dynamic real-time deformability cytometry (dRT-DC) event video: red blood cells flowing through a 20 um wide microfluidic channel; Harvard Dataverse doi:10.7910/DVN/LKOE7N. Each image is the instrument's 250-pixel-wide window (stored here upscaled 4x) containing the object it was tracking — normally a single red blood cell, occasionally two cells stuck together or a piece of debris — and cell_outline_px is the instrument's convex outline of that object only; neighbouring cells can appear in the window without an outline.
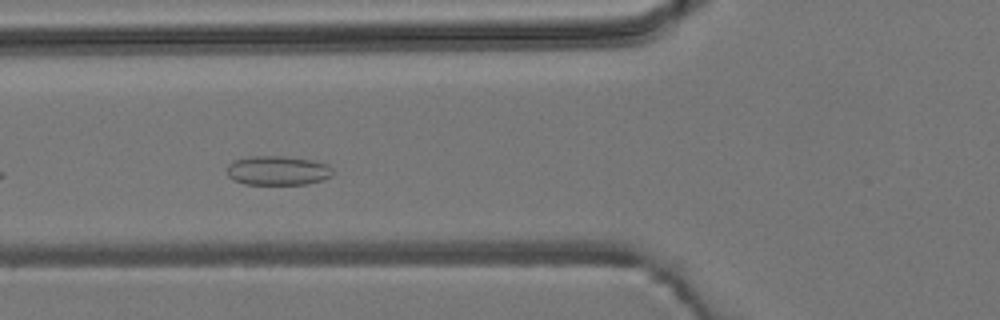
{"species": "common noctule bat (a hibernating species)", "species_latin": "Nyctalus noctula", "temperature_condition": "room temperature", "stored_images_in_passage": 9, "camera_frame_rate_fps": 3000, "um_per_image_px": 0.085, "animal": {"sex": "male", "body_mass_g": 19.2, "forearm_length_mm": 51.8}, "frame": {"image": 1, "passage_image": 4, "time_ms": 3.667, "image_size_px": [1000, 320], "cell_outline_px": [[332, 176], [308, 184], [244, 184], [232, 180], [228, 176], [228, 164], [236, 160], [248, 156], [284, 156], [312, 160], [328, 164], [332, 168]], "centroid_in_image_um": [23.6, 14.49], "position_along_channel_um": 102.2, "area_um2": 18.09}}
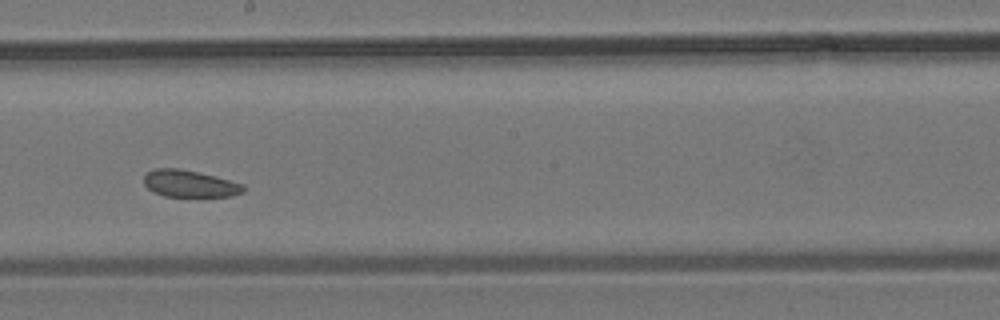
{"frame": {"image": 2, "passage_image": 7, "time_ms": 7.0, "image_size_px": [1000, 320], "cell_outline_px": [[244, 192], [232, 196], [164, 196], [152, 192], [144, 184], [144, 176], [152, 168], [180, 168], [244, 184]], "centroid_in_image_um": [16.08, 15.61], "position_along_channel_um": 232.1, "area_um2": 15.49}}
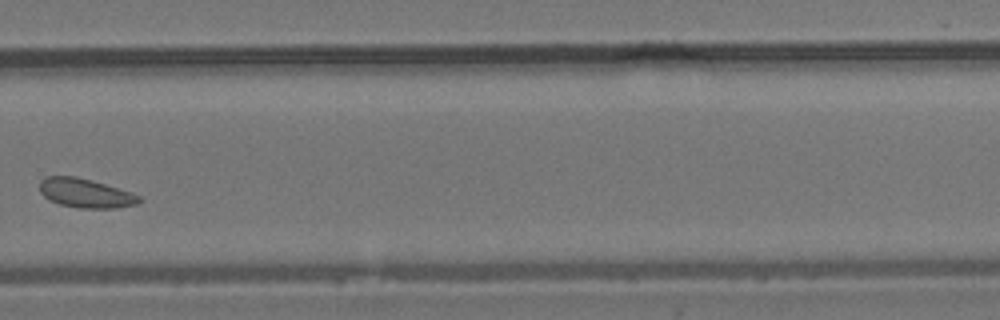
{"frame": {"image": 3, "passage_image": 9, "time_ms": 9.333, "image_size_px": [1000, 320], "cell_outline_px": [[144, 200], [136, 204], [116, 208], [80, 208], [60, 204], [48, 200], [40, 192], [40, 180], [44, 176], [76, 176], [92, 180], [132, 192], [140, 196]], "centroid_in_image_um": [7.27, 16.41], "position_along_channel_um": 322.5, "area_um2": 17.05}}